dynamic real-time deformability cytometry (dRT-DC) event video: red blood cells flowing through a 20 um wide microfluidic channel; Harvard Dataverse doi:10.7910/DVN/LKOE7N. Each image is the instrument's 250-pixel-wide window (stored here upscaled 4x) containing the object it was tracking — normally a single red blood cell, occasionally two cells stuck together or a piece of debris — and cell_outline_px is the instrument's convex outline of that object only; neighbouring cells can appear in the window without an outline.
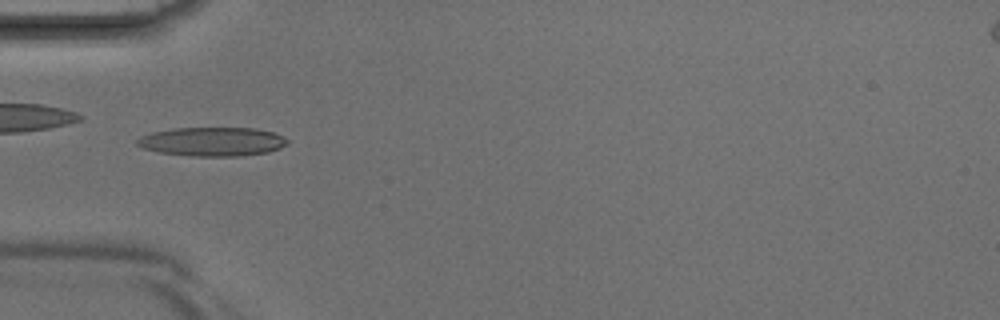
{"species": "Egyptian fruit bat (a non-hibernating species)", "species_latin": "Rousettus aegyptiacus", "temperature_condition": "room temperature", "stored_images_in_passage": 34, "camera_frame_rate_fps": 3000, "um_per_image_px": 0.085, "animal": {"sex": "male"}, "frame": {"image": 1, "passage_image": 6, "time_ms": 1.667, "image_size_px": [1000, 320], "cell_outline_px": [[288, 144], [280, 148], [268, 152], [240, 156], [192, 156], [160, 152], [144, 148], [136, 144], [136, 140], [140, 136], [152, 132], [176, 128], [252, 128], [272, 132], [288, 140]], "centroid_in_image_um": [18.04, 12.04], "position_along_channel_um": 67.0, "area_um2": 25.14}}